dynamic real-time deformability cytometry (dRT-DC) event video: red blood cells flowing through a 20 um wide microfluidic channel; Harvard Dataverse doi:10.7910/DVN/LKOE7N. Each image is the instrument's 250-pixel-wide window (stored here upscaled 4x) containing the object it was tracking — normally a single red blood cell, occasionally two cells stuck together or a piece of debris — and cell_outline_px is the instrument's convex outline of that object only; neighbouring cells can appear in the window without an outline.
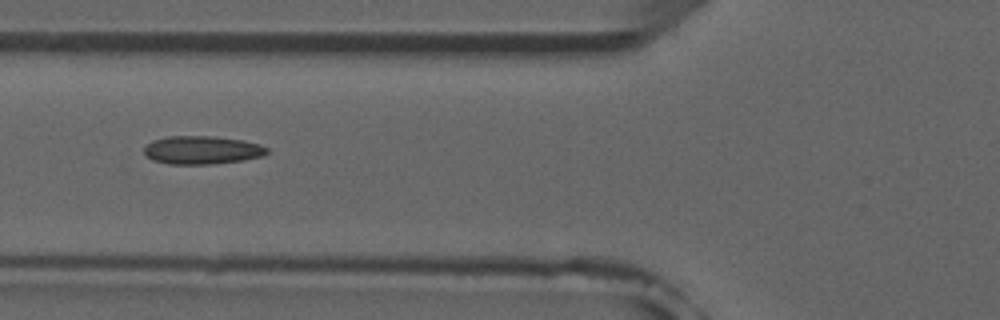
{"species": "common noctule bat (a hibernating species)", "species_latin": "Nyctalus noctula", "temperature_condition": "room temperature", "stored_images_in_passage": 6, "camera_frame_rate_fps": 3000, "um_per_image_px": 0.085, "animal": {"sex": "male", "forearm_length_mm": 52.5}, "frame": {"image": 1, "passage_image": 6, "time_ms": 5.667, "image_size_px": [1000, 320], "cell_outline_px": [[268, 152], [264, 156], [244, 160], [212, 164], [168, 164], [152, 160], [144, 152], [144, 148], [152, 140], [168, 136], [216, 136], [244, 140], [260, 144], [268, 148]], "centroid_in_image_um": [17.2, 12.75], "position_along_channel_um": 108.6, "area_um2": 20.4}}